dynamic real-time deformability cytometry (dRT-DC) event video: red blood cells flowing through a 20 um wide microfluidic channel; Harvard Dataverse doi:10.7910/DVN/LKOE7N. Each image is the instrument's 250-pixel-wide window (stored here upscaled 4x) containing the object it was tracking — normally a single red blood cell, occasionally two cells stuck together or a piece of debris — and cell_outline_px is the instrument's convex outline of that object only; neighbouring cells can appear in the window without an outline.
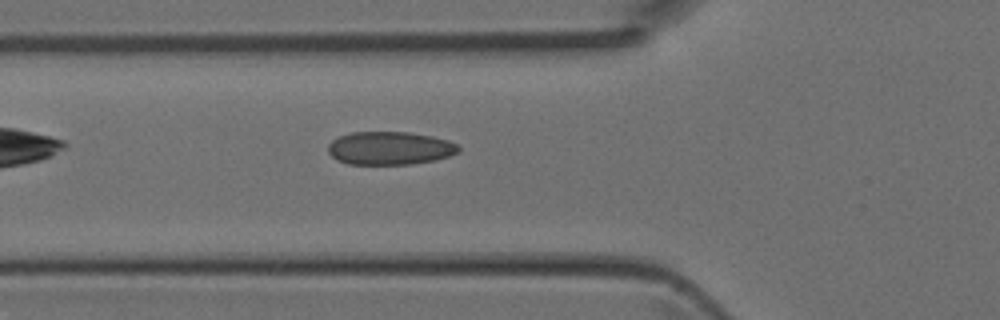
{"species": "Egyptian fruit bat (a non-hibernating species)", "species_latin": "Rousettus aegyptiacus", "temperature_condition": "room temperature", "stored_images_in_passage": 6, "camera_frame_rate_fps": 3000, "um_per_image_px": 0.085, "animal": {"sex": "female"}, "frame": {"image": 1, "passage_image": 6, "time_ms": 1.667, "image_size_px": [1000, 320], "cell_outline_px": [[460, 152], [436, 160], [412, 164], [348, 164], [336, 160], [328, 152], [328, 144], [332, 140], [340, 136], [352, 132], [408, 132], [432, 136], [448, 140], [456, 144], [460, 148]], "centroid_in_image_um": [33.13, 12.6], "position_along_channel_um": 92.7, "area_um2": 25.32}}